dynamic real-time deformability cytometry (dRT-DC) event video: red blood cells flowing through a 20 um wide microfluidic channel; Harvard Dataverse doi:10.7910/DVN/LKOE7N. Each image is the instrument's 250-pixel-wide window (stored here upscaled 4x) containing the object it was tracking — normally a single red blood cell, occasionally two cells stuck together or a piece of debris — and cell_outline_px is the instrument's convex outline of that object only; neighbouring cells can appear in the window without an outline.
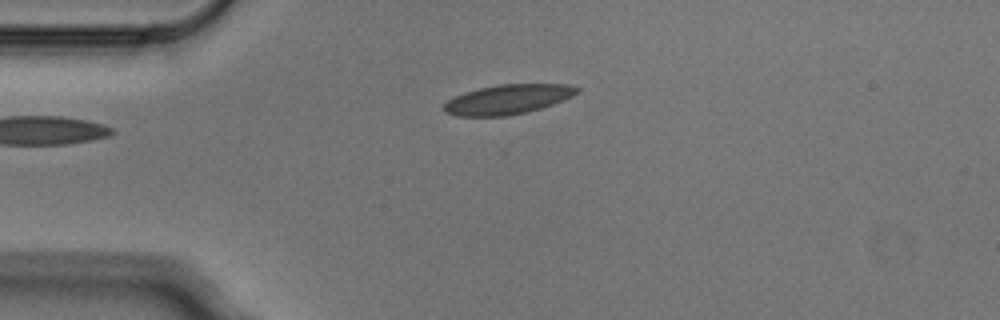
{"species": "Egyptian fruit bat (a non-hibernating species)", "species_latin": "Rousettus aegyptiacus", "temperature_condition": "cold", "stored_images_in_passage": 4, "camera_frame_rate_fps": 3000, "um_per_image_px": 0.085, "animal": {"sex": "male"}, "frame": {"image": 1, "passage_image": 4, "time_ms": 1.0, "image_size_px": [1000, 320], "cell_outline_px": [[580, 92], [572, 96], [552, 104], [540, 108], [508, 116], [456, 116], [444, 112], [444, 104], [448, 100], [464, 92], [480, 88], [500, 84], [568, 84], [580, 88]], "centroid_in_image_um": [43.16, 8.44], "position_along_channel_um": 41.8, "area_um2": 22.83}}